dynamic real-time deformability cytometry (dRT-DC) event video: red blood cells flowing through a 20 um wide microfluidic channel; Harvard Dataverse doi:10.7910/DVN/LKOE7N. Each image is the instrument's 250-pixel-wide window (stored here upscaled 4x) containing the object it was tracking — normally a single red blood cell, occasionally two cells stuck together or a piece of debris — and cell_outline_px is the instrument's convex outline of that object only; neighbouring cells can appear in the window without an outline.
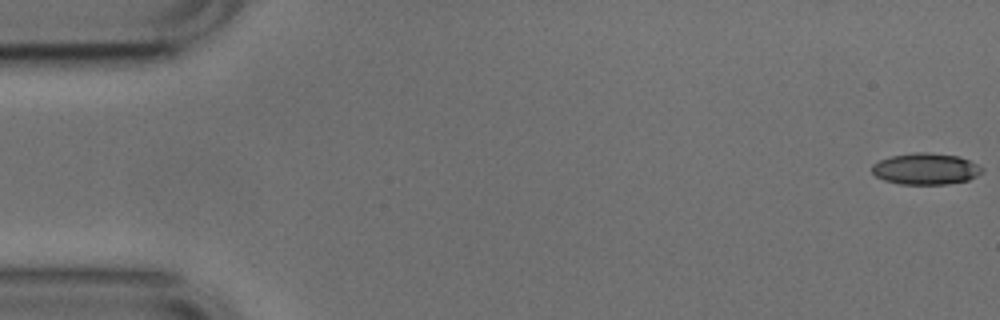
{"species": "common noctule bat (a hibernating species)", "species_latin": "Nyctalus noctula", "temperature_condition": "cold", "stored_images_in_passage": 53, "camera_frame_rate_fps": 3000, "um_per_image_px": 0.085, "animal": {"sex": "male", "body_mass_g": 17.9, "forearm_length_mm": 54.2}, "frame": {"image": 1, "passage_image": 1, "time_ms": 0.0, "image_size_px": [1000, 320], "cell_outline_px": [[984, 168], [976, 176], [968, 180], [948, 184], [900, 184], [884, 180], [876, 176], [872, 172], [872, 164], [880, 160], [892, 156], [916, 152], [928, 152], [956, 156], [968, 160]], "centroid_in_image_um": [78.66, 14.36], "position_along_channel_um": 6.3, "area_um2": 19.94}}
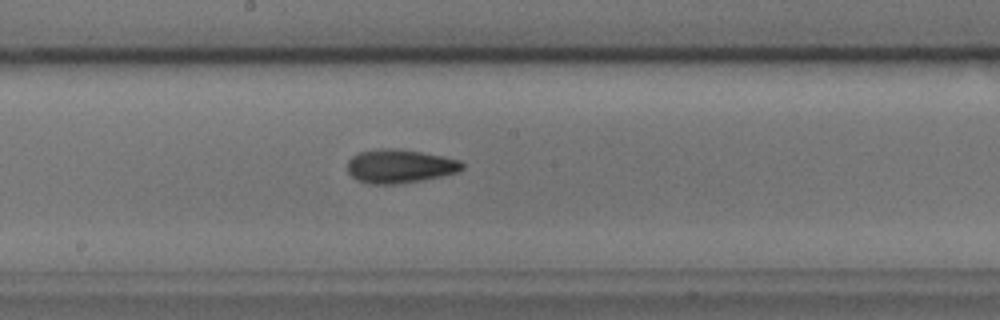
{"frame": {"image": 2, "passage_image": 28, "time_ms": 9.0, "image_size_px": [1000, 320], "cell_outline_px": [[464, 168], [456, 172], [440, 176], [420, 180], [392, 184], [372, 184], [356, 180], [348, 172], [348, 160], [352, 156], [360, 152], [380, 148], [392, 148], [420, 152], [444, 156], [460, 160], [464, 164]], "centroid_in_image_um": [33.97, 14.12], "position_along_channel_um": 214.2, "area_um2": 22.31}}
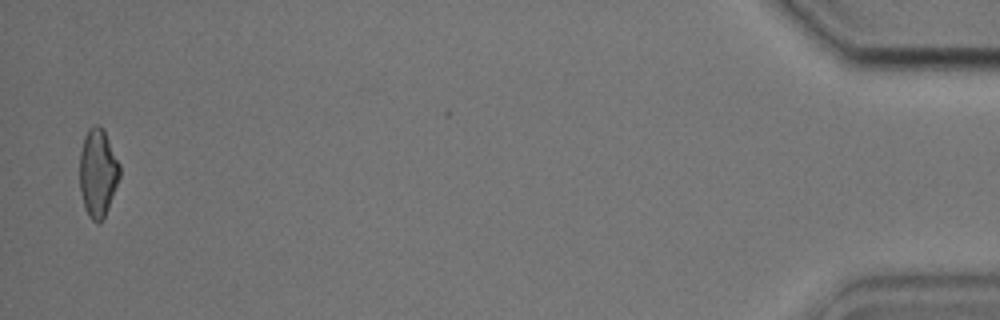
{"frame": {"image": 3, "passage_image": 52, "time_ms": 17.0, "image_size_px": [1000, 320], "cell_outline_px": [[120, 176], [104, 220], [100, 224], [96, 224], [88, 216], [84, 208], [80, 192], [80, 152], [84, 136], [88, 128], [96, 124], [104, 128], [120, 164]], "centroid_in_image_um": [8.32, 14.71], "position_along_channel_um": 426.9, "area_um2": 20.98}, "authors_computed_cell_mechanics": {"area_um2": 20.8658, "velocity_mm_per_s": 3.7966, "shape_relaxation_time_tau1_ms": 3.8309, "shape_relaxation_time_tau2_ms": 4.5663, "deformation_change_tau1": 0.1332, "deformation_change_tau2": 0.1242}}